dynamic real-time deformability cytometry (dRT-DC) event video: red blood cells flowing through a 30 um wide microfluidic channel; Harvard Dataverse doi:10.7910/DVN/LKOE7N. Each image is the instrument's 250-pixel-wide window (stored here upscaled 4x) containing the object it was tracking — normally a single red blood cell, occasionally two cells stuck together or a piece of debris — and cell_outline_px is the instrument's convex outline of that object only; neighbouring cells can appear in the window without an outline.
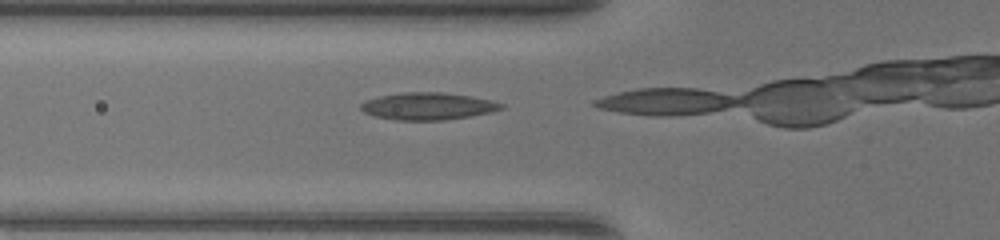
{"species": "common noctule bat (a hibernating species)", "species_latin": "Nyctalus noctula", "temperature_condition": "warm", "stored_images_in_passage": 3, "camera_frame_rate_fps": 3000, "um_per_image_px": 0.085, "animal": {"sex": "female", "body_mass_g": 17.0, "forearm_length_mm": 48.0}, "frame": {"image": 1, "passage_image": 2, "time_ms": 0.333, "image_size_px": [1000, 240], "cell_outline_px": [[504, 108], [492, 112], [444, 120], [396, 120], [376, 116], [364, 112], [360, 108], [360, 104], [364, 100], [380, 96], [404, 92], [440, 92], [472, 96], [492, 100], [504, 104]], "centroid_in_image_um": [36.38, 9.02], "position_along_channel_um": 89.4, "area_um2": 22.25}}